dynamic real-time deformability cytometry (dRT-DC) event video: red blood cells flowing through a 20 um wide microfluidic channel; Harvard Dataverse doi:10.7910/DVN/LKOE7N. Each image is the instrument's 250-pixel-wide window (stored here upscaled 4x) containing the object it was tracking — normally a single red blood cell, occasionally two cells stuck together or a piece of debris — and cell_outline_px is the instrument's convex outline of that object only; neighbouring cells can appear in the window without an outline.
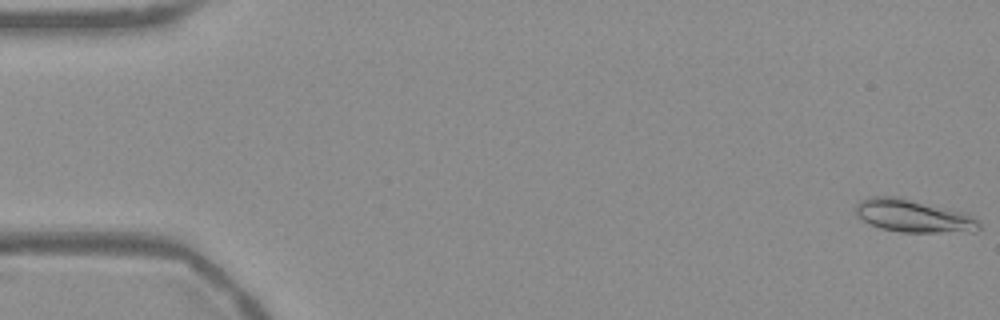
{"species": "Egyptian fruit bat (a non-hibernating species)", "species_latin": "Rousettus aegyptiacus", "temperature_condition": "warm", "stored_images_in_passage": 54, "camera_frame_rate_fps": 3000, "um_per_image_px": 0.085, "frame": {"image": 1, "passage_image": 1, "time_ms": 0.0, "image_size_px": [1000, 320], "cell_outline_px": [[980, 228], [976, 232], [900, 232], [880, 228], [864, 220], [856, 212], [856, 204], [860, 200], [868, 196], [896, 196], [968, 212], [980, 224]], "centroid_in_image_um": [77.69, 18.34], "position_along_channel_um": 7.3, "area_um2": 23.7}}
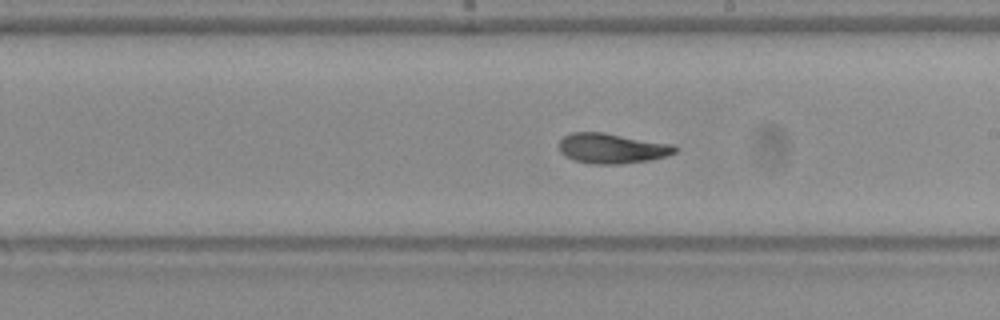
{"frame": {"image": 2, "passage_image": 31, "time_ms": 10.0, "image_size_px": [1000, 320], "cell_outline_px": [[676, 152], [668, 156], [648, 160], [620, 164], [592, 164], [576, 160], [560, 152], [560, 140], [564, 136], [572, 132], [604, 132], [672, 144], [676, 148]], "centroid_in_image_um": [52.03, 12.6], "position_along_channel_um": 237.0, "area_um2": 20.17}}
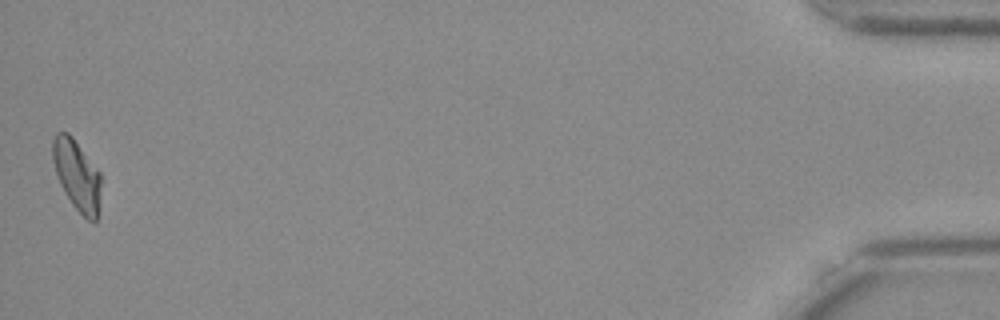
{"frame": {"image": 3, "passage_image": 54, "time_ms": 17.667, "image_size_px": [1000, 320], "cell_outline_px": [[100, 184], [96, 220], [92, 224], [72, 204], [64, 192], [56, 176], [52, 160], [52, 140], [56, 132], [68, 132], [72, 136], [100, 172]], "centroid_in_image_um": [6.49, 14.85], "position_along_channel_um": 428.7, "area_um2": 19.71}, "authors_computed_cell_mechanics": {"area_um2": 20.5479, "velocity_mm_per_s": 3.7506, "shape_relaxation_time_tau1_ms": null, "shape_relaxation_time_tau2_ms": 2.159, "deformation_change_tau1": null, "deformation_change_tau2": 0.0677}}